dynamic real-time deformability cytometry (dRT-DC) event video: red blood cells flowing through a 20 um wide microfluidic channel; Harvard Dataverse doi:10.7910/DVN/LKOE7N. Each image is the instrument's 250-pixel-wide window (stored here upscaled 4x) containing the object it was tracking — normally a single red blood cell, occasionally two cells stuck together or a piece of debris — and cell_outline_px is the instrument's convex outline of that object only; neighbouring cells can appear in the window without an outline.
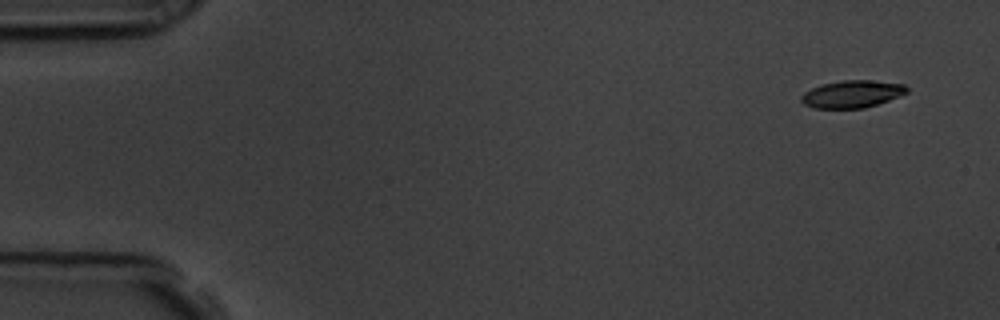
{"species": "common noctule bat (a hibernating species)", "species_latin": "Nyctalus noctula", "temperature_condition": "room temperature", "stored_images_in_passage": 55, "camera_frame_rate_fps": 3000, "um_per_image_px": 0.085, "animal": {"sex": "male", "body_mass_g": 19.5, "forearm_length_mm": 54.6}, "frame": {"image": 1, "passage_image": 1, "time_ms": 0.0, "image_size_px": [1000, 320], "cell_outline_px": [[908, 92], [900, 96], [864, 108], [812, 108], [804, 104], [800, 100], [800, 96], [804, 92], [820, 84], [840, 80], [868, 80], [904, 84], [908, 88]], "centroid_in_image_um": [72.39, 7.99], "position_along_channel_um": 12.6, "area_um2": 16.88}}
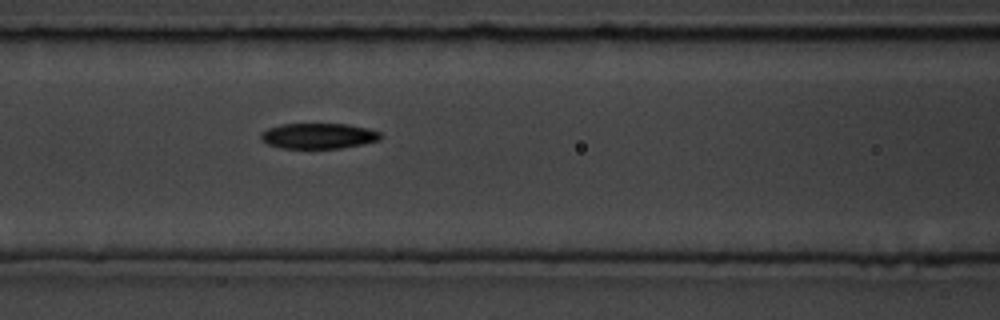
{"frame": {"image": 2, "passage_image": 22, "time_ms": 7.0, "image_size_px": [1000, 320], "cell_outline_px": [[380, 140], [340, 148], [280, 148], [268, 144], [260, 140], [260, 132], [268, 128], [280, 124], [348, 124], [368, 128], [380, 132]], "centroid_in_image_um": [27.02, 11.55], "position_along_channel_um": 139.6, "area_um2": 17.8}}
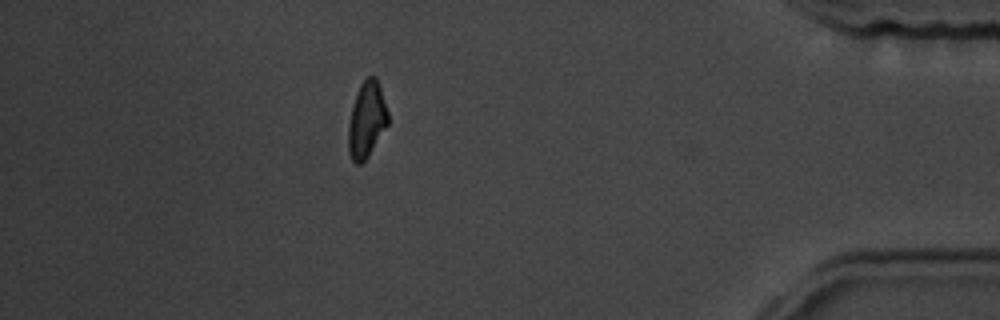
{"frame": {"image": 3, "passage_image": 48, "time_ms": 15.667, "image_size_px": [1000, 320], "cell_outline_px": [[388, 124], [368, 156], [360, 164], [356, 164], [352, 160], [348, 152], [348, 124], [352, 108], [360, 84], [368, 76], [376, 76], [380, 84], [388, 112]], "centroid_in_image_um": [31.17, 10.17], "position_along_channel_um": 404.0, "area_um2": 17.51}, "authors_computed_cell_mechanics": {"area_um2": 17.9758, "velocity_mm_per_s": 3.5756, "shape_relaxation_time_tau1_ms": 4.3506, "shape_relaxation_time_tau2_ms": 8.3648, "deformation_change_tau1": 0.1549, "deformation_change_tau2": 0.1636}}